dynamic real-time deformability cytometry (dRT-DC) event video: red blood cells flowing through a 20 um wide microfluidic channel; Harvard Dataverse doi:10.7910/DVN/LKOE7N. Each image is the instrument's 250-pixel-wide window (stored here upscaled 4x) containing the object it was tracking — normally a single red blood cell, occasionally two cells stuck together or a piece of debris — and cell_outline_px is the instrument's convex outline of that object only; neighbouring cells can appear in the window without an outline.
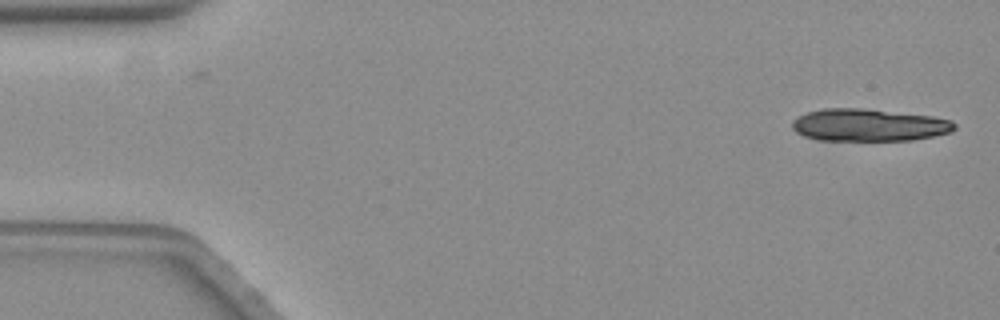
{"species": "common noctule bat (a hibernating species)", "species_latin": "Nyctalus noctula", "temperature_condition": "warm", "stored_images_in_passage": 9, "camera_frame_rate_fps": 3000, "um_per_image_px": 0.085, "animal": {"sex": "female", "body_mass_g": 19.3, "forearm_length_mm": 54.1}, "frame": {"image": 1, "passage_image": 1, "time_ms": 0.0, "image_size_px": [1000, 320], "cell_outline_px": [[956, 128], [948, 132], [932, 136], [912, 140], [816, 140], [804, 136], [796, 132], [792, 128], [792, 120], [808, 112], [824, 108], [860, 108], [932, 116], [952, 120], [956, 124]], "centroid_in_image_um": [73.83, 10.63], "position_along_channel_um": 11.2, "area_um2": 30.46}}